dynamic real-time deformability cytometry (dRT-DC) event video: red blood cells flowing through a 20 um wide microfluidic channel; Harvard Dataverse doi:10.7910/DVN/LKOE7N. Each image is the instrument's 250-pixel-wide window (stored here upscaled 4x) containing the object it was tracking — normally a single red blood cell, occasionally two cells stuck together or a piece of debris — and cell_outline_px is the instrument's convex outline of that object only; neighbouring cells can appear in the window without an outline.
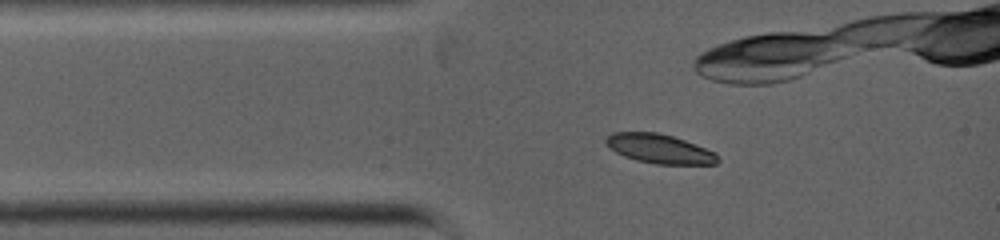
{"species": "common noctule bat (a hibernating species)", "species_latin": "Nyctalus noctula", "temperature_condition": "warm", "stored_images_in_passage": 5, "camera_frame_rate_fps": 5000, "um_per_image_px": 0.085, "animal": {"sex": "female", "body_mass_g": 19.0, "forearm_length_mm": 53.3}, "frame": {"image": 1, "passage_image": 1, "time_ms": 0.0, "image_size_px": [1000, 240], "cell_outline_px": [[720, 160], [716, 164], [656, 164], [636, 160], [624, 156], [608, 148], [604, 144], [604, 140], [612, 132], [656, 132], [672, 136], [684, 140], [716, 152]], "centroid_in_image_um": [56.04, 12.65], "position_along_channel_um": 29.0, "area_um2": 19.13}}